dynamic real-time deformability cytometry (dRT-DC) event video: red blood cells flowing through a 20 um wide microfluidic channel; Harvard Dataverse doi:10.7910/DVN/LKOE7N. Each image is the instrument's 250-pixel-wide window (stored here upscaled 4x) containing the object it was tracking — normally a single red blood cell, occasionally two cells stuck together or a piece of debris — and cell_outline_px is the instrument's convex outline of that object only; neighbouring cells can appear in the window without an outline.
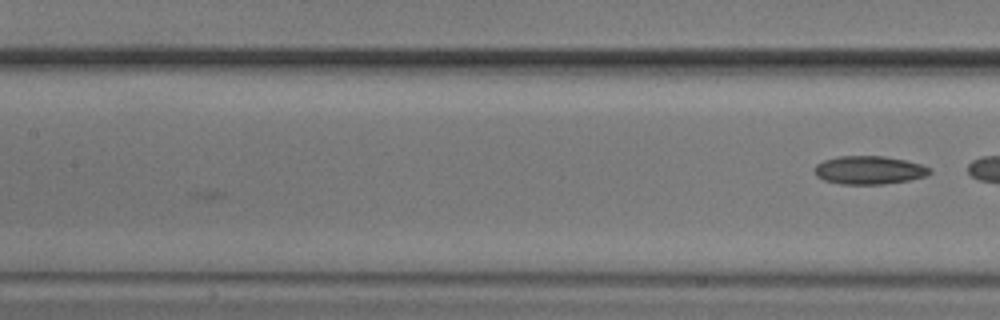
{"species": "common noctule bat (a hibernating species)", "species_latin": "Nyctalus noctula", "temperature_condition": "cold", "stored_images_in_passage": 6, "camera_frame_rate_fps": 3000, "um_per_image_px": 0.085, "animal": {"sex": "male", "body_mass_g": 20.5, "forearm_length_mm": 52.5}, "frame": {"image": 1, "passage_image": 6, "time_ms": 6.0, "image_size_px": [1000, 320], "cell_outline_px": [[932, 172], [928, 176], [908, 180], [884, 184], [840, 184], [824, 180], [816, 176], [816, 164], [824, 160], [836, 156], [884, 156], [904, 160], [920, 164], [932, 168]], "centroid_in_image_um": [73.9, 14.46], "position_along_channel_um": 133.5, "area_um2": 19.02}}